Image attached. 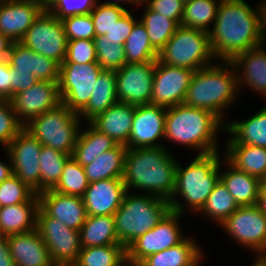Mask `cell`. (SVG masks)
Returning <instances> with one entry per match:
<instances>
[{"mask_svg":"<svg viewBox=\"0 0 266 266\" xmlns=\"http://www.w3.org/2000/svg\"><path fill=\"white\" fill-rule=\"evenodd\" d=\"M258 9H251L244 0H220L214 27L209 32L214 57L231 61L239 53L264 44L261 7Z\"/></svg>","mask_w":266,"mask_h":266,"instance_id":"1","label":"cell"},{"mask_svg":"<svg viewBox=\"0 0 266 266\" xmlns=\"http://www.w3.org/2000/svg\"><path fill=\"white\" fill-rule=\"evenodd\" d=\"M177 164L163 146L128 148L122 179L127 191L130 187L140 188L170 201L175 191Z\"/></svg>","mask_w":266,"mask_h":266,"instance_id":"2","label":"cell"},{"mask_svg":"<svg viewBox=\"0 0 266 266\" xmlns=\"http://www.w3.org/2000/svg\"><path fill=\"white\" fill-rule=\"evenodd\" d=\"M221 121L209 110L178 104L167 108L164 139L199 148V155L214 153L218 151L215 136Z\"/></svg>","mask_w":266,"mask_h":266,"instance_id":"3","label":"cell"},{"mask_svg":"<svg viewBox=\"0 0 266 266\" xmlns=\"http://www.w3.org/2000/svg\"><path fill=\"white\" fill-rule=\"evenodd\" d=\"M225 64V67L212 64L196 70L183 104L209 110L222 119L223 109L235 100L234 94L240 89L237 71L226 68L232 66L230 61H225Z\"/></svg>","mask_w":266,"mask_h":266,"instance_id":"4","label":"cell"},{"mask_svg":"<svg viewBox=\"0 0 266 266\" xmlns=\"http://www.w3.org/2000/svg\"><path fill=\"white\" fill-rule=\"evenodd\" d=\"M171 210L166 199L125 193L122 204L114 213L118 241L126 249L140 236L153 229Z\"/></svg>","mask_w":266,"mask_h":266,"instance_id":"5","label":"cell"},{"mask_svg":"<svg viewBox=\"0 0 266 266\" xmlns=\"http://www.w3.org/2000/svg\"><path fill=\"white\" fill-rule=\"evenodd\" d=\"M219 152L199 155L187 166L176 167L175 191L169 201L171 210L180 214L184 213L181 203L174 200L176 194L182 195L194 210L200 212L209 194L220 179Z\"/></svg>","mask_w":266,"mask_h":266,"instance_id":"6","label":"cell"},{"mask_svg":"<svg viewBox=\"0 0 266 266\" xmlns=\"http://www.w3.org/2000/svg\"><path fill=\"white\" fill-rule=\"evenodd\" d=\"M79 117L61 103L33 118L24 128L42 145L72 156L79 135Z\"/></svg>","mask_w":266,"mask_h":266,"instance_id":"7","label":"cell"},{"mask_svg":"<svg viewBox=\"0 0 266 266\" xmlns=\"http://www.w3.org/2000/svg\"><path fill=\"white\" fill-rule=\"evenodd\" d=\"M210 58L214 60L209 33L182 26L176 29L158 54V60L164 64L194 71L210 66Z\"/></svg>","mask_w":266,"mask_h":266,"instance_id":"8","label":"cell"},{"mask_svg":"<svg viewBox=\"0 0 266 266\" xmlns=\"http://www.w3.org/2000/svg\"><path fill=\"white\" fill-rule=\"evenodd\" d=\"M36 229L47 246L56 266H72L81 251L80 233L63 222L47 216L40 208L36 215Z\"/></svg>","mask_w":266,"mask_h":266,"instance_id":"9","label":"cell"},{"mask_svg":"<svg viewBox=\"0 0 266 266\" xmlns=\"http://www.w3.org/2000/svg\"><path fill=\"white\" fill-rule=\"evenodd\" d=\"M102 70L98 63H62L59 77L62 104L79 113L88 104Z\"/></svg>","mask_w":266,"mask_h":266,"instance_id":"10","label":"cell"},{"mask_svg":"<svg viewBox=\"0 0 266 266\" xmlns=\"http://www.w3.org/2000/svg\"><path fill=\"white\" fill-rule=\"evenodd\" d=\"M20 43L60 65L65 60L67 38L64 24L46 9L26 31Z\"/></svg>","mask_w":266,"mask_h":266,"instance_id":"11","label":"cell"},{"mask_svg":"<svg viewBox=\"0 0 266 266\" xmlns=\"http://www.w3.org/2000/svg\"><path fill=\"white\" fill-rule=\"evenodd\" d=\"M182 214L170 210L153 229L136 239L127 249V264L138 265L147 256L181 243L178 222ZM179 217V218H178Z\"/></svg>","mask_w":266,"mask_h":266,"instance_id":"12","label":"cell"},{"mask_svg":"<svg viewBox=\"0 0 266 266\" xmlns=\"http://www.w3.org/2000/svg\"><path fill=\"white\" fill-rule=\"evenodd\" d=\"M221 225L238 243L266 258V214L257 204L238 207Z\"/></svg>","mask_w":266,"mask_h":266,"instance_id":"13","label":"cell"},{"mask_svg":"<svg viewBox=\"0 0 266 266\" xmlns=\"http://www.w3.org/2000/svg\"><path fill=\"white\" fill-rule=\"evenodd\" d=\"M156 61L126 63L115 71L118 101L134 106L150 104Z\"/></svg>","mask_w":266,"mask_h":266,"instance_id":"14","label":"cell"},{"mask_svg":"<svg viewBox=\"0 0 266 266\" xmlns=\"http://www.w3.org/2000/svg\"><path fill=\"white\" fill-rule=\"evenodd\" d=\"M6 148L11 159L13 174L36 194H39V157L42 144L23 128Z\"/></svg>","mask_w":266,"mask_h":266,"instance_id":"15","label":"cell"},{"mask_svg":"<svg viewBox=\"0 0 266 266\" xmlns=\"http://www.w3.org/2000/svg\"><path fill=\"white\" fill-rule=\"evenodd\" d=\"M194 70L156 60L151 105L165 108L183 104Z\"/></svg>","mask_w":266,"mask_h":266,"instance_id":"16","label":"cell"},{"mask_svg":"<svg viewBox=\"0 0 266 266\" xmlns=\"http://www.w3.org/2000/svg\"><path fill=\"white\" fill-rule=\"evenodd\" d=\"M18 121L25 126L33 118L52 110L62 103L59 82L38 81L9 100ZM20 116V117H19ZM26 118L22 121V118Z\"/></svg>","mask_w":266,"mask_h":266,"instance_id":"17","label":"cell"},{"mask_svg":"<svg viewBox=\"0 0 266 266\" xmlns=\"http://www.w3.org/2000/svg\"><path fill=\"white\" fill-rule=\"evenodd\" d=\"M44 10L39 0H0V33L20 42Z\"/></svg>","mask_w":266,"mask_h":266,"instance_id":"18","label":"cell"},{"mask_svg":"<svg viewBox=\"0 0 266 266\" xmlns=\"http://www.w3.org/2000/svg\"><path fill=\"white\" fill-rule=\"evenodd\" d=\"M166 111L165 107L151 104L135 106L132 129L126 147L134 149L163 146L156 140L164 138Z\"/></svg>","mask_w":266,"mask_h":266,"instance_id":"19","label":"cell"},{"mask_svg":"<svg viewBox=\"0 0 266 266\" xmlns=\"http://www.w3.org/2000/svg\"><path fill=\"white\" fill-rule=\"evenodd\" d=\"M39 208L50 217L63 222L68 228L79 231L87 213L83 197L65 195L53 190L38 194Z\"/></svg>","mask_w":266,"mask_h":266,"instance_id":"20","label":"cell"},{"mask_svg":"<svg viewBox=\"0 0 266 266\" xmlns=\"http://www.w3.org/2000/svg\"><path fill=\"white\" fill-rule=\"evenodd\" d=\"M126 192L123 179H104L89 183L83 196L87 215H114Z\"/></svg>","mask_w":266,"mask_h":266,"instance_id":"21","label":"cell"},{"mask_svg":"<svg viewBox=\"0 0 266 266\" xmlns=\"http://www.w3.org/2000/svg\"><path fill=\"white\" fill-rule=\"evenodd\" d=\"M7 60L15 71L32 73L39 81L59 82L60 64L20 42H13Z\"/></svg>","mask_w":266,"mask_h":266,"instance_id":"22","label":"cell"},{"mask_svg":"<svg viewBox=\"0 0 266 266\" xmlns=\"http://www.w3.org/2000/svg\"><path fill=\"white\" fill-rule=\"evenodd\" d=\"M8 242L16 266H56L37 229L8 236Z\"/></svg>","mask_w":266,"mask_h":266,"instance_id":"23","label":"cell"},{"mask_svg":"<svg viewBox=\"0 0 266 266\" xmlns=\"http://www.w3.org/2000/svg\"><path fill=\"white\" fill-rule=\"evenodd\" d=\"M135 106L117 102L106 111L98 114L90 123L105 133L117 144L127 145L132 129Z\"/></svg>","mask_w":266,"mask_h":266,"instance_id":"24","label":"cell"},{"mask_svg":"<svg viewBox=\"0 0 266 266\" xmlns=\"http://www.w3.org/2000/svg\"><path fill=\"white\" fill-rule=\"evenodd\" d=\"M38 208V194L29 202L3 206L0 216V235L8 237L36 229Z\"/></svg>","mask_w":266,"mask_h":266,"instance_id":"25","label":"cell"},{"mask_svg":"<svg viewBox=\"0 0 266 266\" xmlns=\"http://www.w3.org/2000/svg\"><path fill=\"white\" fill-rule=\"evenodd\" d=\"M260 47L239 53L230 62L232 63L231 69L243 66V74L237 76L239 87L243 81L246 82L247 87H251L256 92L260 91L261 95H266V52Z\"/></svg>","mask_w":266,"mask_h":266,"instance_id":"26","label":"cell"},{"mask_svg":"<svg viewBox=\"0 0 266 266\" xmlns=\"http://www.w3.org/2000/svg\"><path fill=\"white\" fill-rule=\"evenodd\" d=\"M199 249L193 240L185 238L176 246L147 256L137 266H199Z\"/></svg>","mask_w":266,"mask_h":266,"instance_id":"27","label":"cell"},{"mask_svg":"<svg viewBox=\"0 0 266 266\" xmlns=\"http://www.w3.org/2000/svg\"><path fill=\"white\" fill-rule=\"evenodd\" d=\"M231 170L220 173V180L233 196L238 207L256 205L261 181L259 178L239 171L228 162Z\"/></svg>","mask_w":266,"mask_h":266,"instance_id":"28","label":"cell"},{"mask_svg":"<svg viewBox=\"0 0 266 266\" xmlns=\"http://www.w3.org/2000/svg\"><path fill=\"white\" fill-rule=\"evenodd\" d=\"M118 101L116 93V74L114 70H102L98 76L88 104L78 113L89 122L106 111Z\"/></svg>","mask_w":266,"mask_h":266,"instance_id":"29","label":"cell"},{"mask_svg":"<svg viewBox=\"0 0 266 266\" xmlns=\"http://www.w3.org/2000/svg\"><path fill=\"white\" fill-rule=\"evenodd\" d=\"M227 161L239 171L261 180L266 172V148L227 143Z\"/></svg>","mask_w":266,"mask_h":266,"instance_id":"30","label":"cell"},{"mask_svg":"<svg viewBox=\"0 0 266 266\" xmlns=\"http://www.w3.org/2000/svg\"><path fill=\"white\" fill-rule=\"evenodd\" d=\"M126 145L118 144L83 166L89 183L104 179H122L124 174Z\"/></svg>","mask_w":266,"mask_h":266,"instance_id":"31","label":"cell"},{"mask_svg":"<svg viewBox=\"0 0 266 266\" xmlns=\"http://www.w3.org/2000/svg\"><path fill=\"white\" fill-rule=\"evenodd\" d=\"M89 129L78 135L72 158L82 167L92 163L102 153L118 144L105 133L97 130L90 122Z\"/></svg>","mask_w":266,"mask_h":266,"instance_id":"32","label":"cell"},{"mask_svg":"<svg viewBox=\"0 0 266 266\" xmlns=\"http://www.w3.org/2000/svg\"><path fill=\"white\" fill-rule=\"evenodd\" d=\"M223 130L228 131L233 138L229 143L253 145L266 148V107L251 118L241 122L223 124Z\"/></svg>","mask_w":266,"mask_h":266,"instance_id":"33","label":"cell"},{"mask_svg":"<svg viewBox=\"0 0 266 266\" xmlns=\"http://www.w3.org/2000/svg\"><path fill=\"white\" fill-rule=\"evenodd\" d=\"M79 233L81 247L120 244L115 231L114 215H87Z\"/></svg>","mask_w":266,"mask_h":266,"instance_id":"34","label":"cell"},{"mask_svg":"<svg viewBox=\"0 0 266 266\" xmlns=\"http://www.w3.org/2000/svg\"><path fill=\"white\" fill-rule=\"evenodd\" d=\"M127 251L122 244L82 247L72 266H124Z\"/></svg>","mask_w":266,"mask_h":266,"instance_id":"35","label":"cell"},{"mask_svg":"<svg viewBox=\"0 0 266 266\" xmlns=\"http://www.w3.org/2000/svg\"><path fill=\"white\" fill-rule=\"evenodd\" d=\"M214 0H192L184 3L183 16L180 26L210 32L209 26L216 20L220 4Z\"/></svg>","mask_w":266,"mask_h":266,"instance_id":"36","label":"cell"},{"mask_svg":"<svg viewBox=\"0 0 266 266\" xmlns=\"http://www.w3.org/2000/svg\"><path fill=\"white\" fill-rule=\"evenodd\" d=\"M126 63L156 61L159 52L151 45L146 27L137 22L124 43Z\"/></svg>","mask_w":266,"mask_h":266,"instance_id":"37","label":"cell"},{"mask_svg":"<svg viewBox=\"0 0 266 266\" xmlns=\"http://www.w3.org/2000/svg\"><path fill=\"white\" fill-rule=\"evenodd\" d=\"M69 157L61 151L42 145L39 157L40 193L52 190L57 185Z\"/></svg>","mask_w":266,"mask_h":266,"instance_id":"38","label":"cell"},{"mask_svg":"<svg viewBox=\"0 0 266 266\" xmlns=\"http://www.w3.org/2000/svg\"><path fill=\"white\" fill-rule=\"evenodd\" d=\"M146 7L144 18L140 21L146 27L151 45L160 52L179 25L174 20L151 10L147 5Z\"/></svg>","mask_w":266,"mask_h":266,"instance_id":"39","label":"cell"},{"mask_svg":"<svg viewBox=\"0 0 266 266\" xmlns=\"http://www.w3.org/2000/svg\"><path fill=\"white\" fill-rule=\"evenodd\" d=\"M237 209L233 196L219 179L200 211L222 224Z\"/></svg>","mask_w":266,"mask_h":266,"instance_id":"40","label":"cell"},{"mask_svg":"<svg viewBox=\"0 0 266 266\" xmlns=\"http://www.w3.org/2000/svg\"><path fill=\"white\" fill-rule=\"evenodd\" d=\"M88 186L89 181L84 168L70 156L65 162L60 180L52 190L65 195L83 197Z\"/></svg>","mask_w":266,"mask_h":266,"instance_id":"41","label":"cell"},{"mask_svg":"<svg viewBox=\"0 0 266 266\" xmlns=\"http://www.w3.org/2000/svg\"><path fill=\"white\" fill-rule=\"evenodd\" d=\"M97 63L103 70H118L126 64L124 45L116 44L104 35L95 36Z\"/></svg>","mask_w":266,"mask_h":266,"instance_id":"42","label":"cell"},{"mask_svg":"<svg viewBox=\"0 0 266 266\" xmlns=\"http://www.w3.org/2000/svg\"><path fill=\"white\" fill-rule=\"evenodd\" d=\"M126 11L127 9L116 1L97 4L90 13L94 24L95 36L105 35Z\"/></svg>","mask_w":266,"mask_h":266,"instance_id":"43","label":"cell"},{"mask_svg":"<svg viewBox=\"0 0 266 266\" xmlns=\"http://www.w3.org/2000/svg\"><path fill=\"white\" fill-rule=\"evenodd\" d=\"M35 195L36 193L14 174L0 183V202L2 207L29 202Z\"/></svg>","mask_w":266,"mask_h":266,"instance_id":"44","label":"cell"},{"mask_svg":"<svg viewBox=\"0 0 266 266\" xmlns=\"http://www.w3.org/2000/svg\"><path fill=\"white\" fill-rule=\"evenodd\" d=\"M96 0H54L46 10L57 19L75 15L90 14L96 7Z\"/></svg>","mask_w":266,"mask_h":266,"instance_id":"45","label":"cell"},{"mask_svg":"<svg viewBox=\"0 0 266 266\" xmlns=\"http://www.w3.org/2000/svg\"><path fill=\"white\" fill-rule=\"evenodd\" d=\"M64 24L67 41L95 38L91 14L75 15L61 20Z\"/></svg>","mask_w":266,"mask_h":266,"instance_id":"46","label":"cell"},{"mask_svg":"<svg viewBox=\"0 0 266 266\" xmlns=\"http://www.w3.org/2000/svg\"><path fill=\"white\" fill-rule=\"evenodd\" d=\"M24 128L18 121L12 104L8 100H0V142L7 147L16 135Z\"/></svg>","mask_w":266,"mask_h":266,"instance_id":"47","label":"cell"},{"mask_svg":"<svg viewBox=\"0 0 266 266\" xmlns=\"http://www.w3.org/2000/svg\"><path fill=\"white\" fill-rule=\"evenodd\" d=\"M63 63H97L94 40L67 41L66 56Z\"/></svg>","mask_w":266,"mask_h":266,"instance_id":"48","label":"cell"},{"mask_svg":"<svg viewBox=\"0 0 266 266\" xmlns=\"http://www.w3.org/2000/svg\"><path fill=\"white\" fill-rule=\"evenodd\" d=\"M147 6L163 16L174 20L179 26L183 16L184 2L182 0H144Z\"/></svg>","mask_w":266,"mask_h":266,"instance_id":"49","label":"cell"},{"mask_svg":"<svg viewBox=\"0 0 266 266\" xmlns=\"http://www.w3.org/2000/svg\"><path fill=\"white\" fill-rule=\"evenodd\" d=\"M137 21L132 14L127 10L104 35L108 39L115 41L116 44L124 45L127 37L132 32V29Z\"/></svg>","mask_w":266,"mask_h":266,"instance_id":"50","label":"cell"},{"mask_svg":"<svg viewBox=\"0 0 266 266\" xmlns=\"http://www.w3.org/2000/svg\"><path fill=\"white\" fill-rule=\"evenodd\" d=\"M39 80L32 73L15 71L11 67V98L20 91L27 90Z\"/></svg>","mask_w":266,"mask_h":266,"instance_id":"51","label":"cell"},{"mask_svg":"<svg viewBox=\"0 0 266 266\" xmlns=\"http://www.w3.org/2000/svg\"><path fill=\"white\" fill-rule=\"evenodd\" d=\"M11 99V66L7 58L0 60V100Z\"/></svg>","mask_w":266,"mask_h":266,"instance_id":"52","label":"cell"},{"mask_svg":"<svg viewBox=\"0 0 266 266\" xmlns=\"http://www.w3.org/2000/svg\"><path fill=\"white\" fill-rule=\"evenodd\" d=\"M0 266H16L10 253L8 237L0 235Z\"/></svg>","mask_w":266,"mask_h":266,"instance_id":"53","label":"cell"},{"mask_svg":"<svg viewBox=\"0 0 266 266\" xmlns=\"http://www.w3.org/2000/svg\"><path fill=\"white\" fill-rule=\"evenodd\" d=\"M12 44L13 42L9 38L0 33V60L8 57Z\"/></svg>","mask_w":266,"mask_h":266,"instance_id":"54","label":"cell"},{"mask_svg":"<svg viewBox=\"0 0 266 266\" xmlns=\"http://www.w3.org/2000/svg\"><path fill=\"white\" fill-rule=\"evenodd\" d=\"M13 174L12 163L10 159V166L0 161V183L9 178Z\"/></svg>","mask_w":266,"mask_h":266,"instance_id":"55","label":"cell"},{"mask_svg":"<svg viewBox=\"0 0 266 266\" xmlns=\"http://www.w3.org/2000/svg\"><path fill=\"white\" fill-rule=\"evenodd\" d=\"M257 205L266 214V185H260Z\"/></svg>","mask_w":266,"mask_h":266,"instance_id":"56","label":"cell"},{"mask_svg":"<svg viewBox=\"0 0 266 266\" xmlns=\"http://www.w3.org/2000/svg\"><path fill=\"white\" fill-rule=\"evenodd\" d=\"M261 6V23H262V37L263 42L266 38V1Z\"/></svg>","mask_w":266,"mask_h":266,"instance_id":"57","label":"cell"},{"mask_svg":"<svg viewBox=\"0 0 266 266\" xmlns=\"http://www.w3.org/2000/svg\"><path fill=\"white\" fill-rule=\"evenodd\" d=\"M252 266H266V258H258V260H256L255 264Z\"/></svg>","mask_w":266,"mask_h":266,"instance_id":"58","label":"cell"},{"mask_svg":"<svg viewBox=\"0 0 266 266\" xmlns=\"http://www.w3.org/2000/svg\"><path fill=\"white\" fill-rule=\"evenodd\" d=\"M46 9L54 0H39Z\"/></svg>","mask_w":266,"mask_h":266,"instance_id":"59","label":"cell"},{"mask_svg":"<svg viewBox=\"0 0 266 266\" xmlns=\"http://www.w3.org/2000/svg\"><path fill=\"white\" fill-rule=\"evenodd\" d=\"M117 1H126L127 3L129 2V3H134V4H144V0H117Z\"/></svg>","mask_w":266,"mask_h":266,"instance_id":"60","label":"cell"},{"mask_svg":"<svg viewBox=\"0 0 266 266\" xmlns=\"http://www.w3.org/2000/svg\"><path fill=\"white\" fill-rule=\"evenodd\" d=\"M261 184L260 185H266V172L264 174V176L261 178Z\"/></svg>","mask_w":266,"mask_h":266,"instance_id":"61","label":"cell"},{"mask_svg":"<svg viewBox=\"0 0 266 266\" xmlns=\"http://www.w3.org/2000/svg\"><path fill=\"white\" fill-rule=\"evenodd\" d=\"M1 211H2V205H1V202H0V216H1Z\"/></svg>","mask_w":266,"mask_h":266,"instance_id":"62","label":"cell"},{"mask_svg":"<svg viewBox=\"0 0 266 266\" xmlns=\"http://www.w3.org/2000/svg\"><path fill=\"white\" fill-rule=\"evenodd\" d=\"M184 3H186V2H189V1H192V0H182Z\"/></svg>","mask_w":266,"mask_h":266,"instance_id":"63","label":"cell"}]
</instances>
